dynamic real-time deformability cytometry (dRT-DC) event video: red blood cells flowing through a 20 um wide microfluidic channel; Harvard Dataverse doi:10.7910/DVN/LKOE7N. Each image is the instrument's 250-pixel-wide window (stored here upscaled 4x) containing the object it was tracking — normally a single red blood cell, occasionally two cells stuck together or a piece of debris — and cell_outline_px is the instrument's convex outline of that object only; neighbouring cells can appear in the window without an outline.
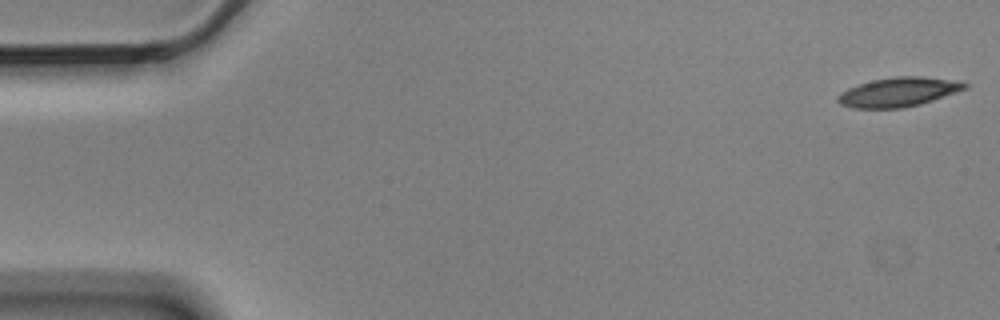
{"species": "Egyptian fruit bat (a non-hibernating species)", "species_latin": "Rousettus aegyptiacus", "temperature_condition": "cold", "stored_images_in_passage": 5, "camera_frame_rate_fps": 3000, "um_per_image_px": 0.085, "animal": {"sex": "male"}, "frame": {"image": 1, "passage_image": 1, "time_ms": 0.0, "image_size_px": [1000, 320], "cell_outline_px": [[968, 88], [920, 104], [900, 108], [852, 108], [840, 104], [836, 100], [836, 96], [840, 92], [848, 88], [872, 80], [896, 76], [920, 76], [948, 80], [968, 84]], "centroid_in_image_um": [76.3, 7.83], "position_along_channel_um": 8.7, "area_um2": 21.39}}
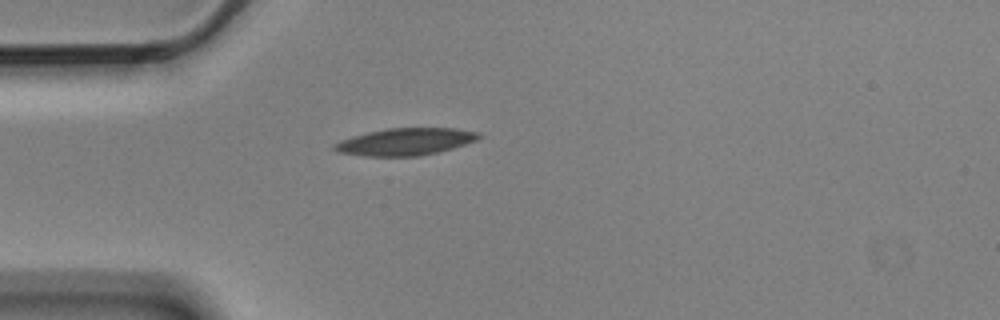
{"frame": {"image": 2, "passage_image": 5, "time_ms": 1.333, "image_size_px": [1000, 320], "cell_outline_px": [[480, 136], [476, 140], [452, 148], [436, 152], [416, 156], [364, 156], [340, 152], [332, 148], [332, 144], [340, 140], [368, 132], [388, 128], [456, 128], [476, 132]], "centroid_in_image_um": [34.41, 12.04], "position_along_channel_um": 50.6, "area_um2": 22.48}}